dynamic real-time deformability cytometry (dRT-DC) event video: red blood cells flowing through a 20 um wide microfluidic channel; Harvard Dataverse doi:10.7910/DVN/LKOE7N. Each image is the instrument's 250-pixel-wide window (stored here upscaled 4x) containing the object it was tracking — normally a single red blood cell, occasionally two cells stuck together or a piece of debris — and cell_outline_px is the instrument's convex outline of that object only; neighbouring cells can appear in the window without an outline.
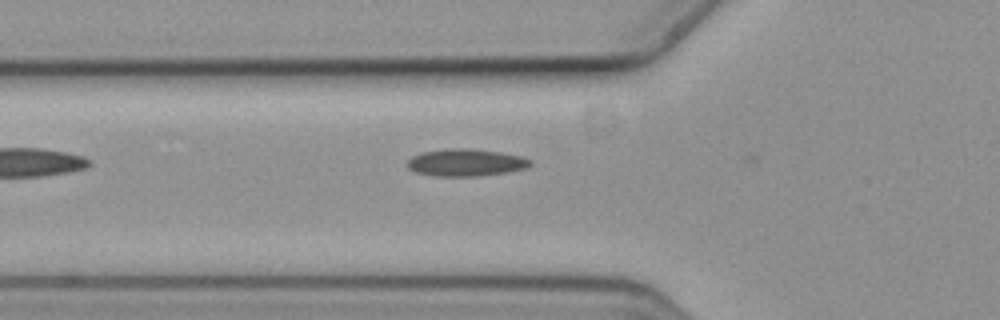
{"species": "common noctule bat (a hibernating species)", "species_latin": "Nyctalus noctula", "temperature_condition": "cold", "stored_images_in_passage": 4, "camera_frame_rate_fps": 3000, "um_per_image_px": 0.085, "animal": {"sex": "female", "body_mass_g": 19.3, "forearm_length_mm": 54.1}, "frame": {"image": 1, "passage_image": 4, "time_ms": 1.0, "image_size_px": [1000, 320], "cell_outline_px": [[532, 164], [528, 168], [508, 172], [480, 176], [432, 176], [416, 172], [408, 168], [408, 160], [412, 156], [424, 152], [444, 148], [468, 148], [500, 152], [520, 156], [532, 160]], "centroid_in_image_um": [39.62, 13.82], "position_along_channel_um": 86.2, "area_um2": 19.65}}